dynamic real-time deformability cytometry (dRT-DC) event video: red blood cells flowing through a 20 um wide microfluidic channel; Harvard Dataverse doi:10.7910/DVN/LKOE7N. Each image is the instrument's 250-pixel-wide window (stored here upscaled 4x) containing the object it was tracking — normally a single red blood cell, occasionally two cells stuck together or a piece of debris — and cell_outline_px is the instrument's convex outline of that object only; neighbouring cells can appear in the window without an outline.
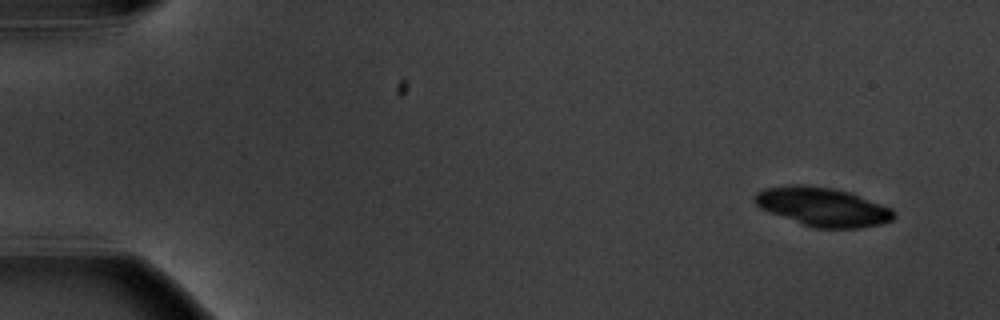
{"species": "common noctule bat (a hibernating species)", "species_latin": "Nyctalus noctula", "temperature_condition": "warm", "stored_images_in_passage": 5, "camera_frame_rate_fps": 3000, "um_per_image_px": 0.085, "animal": {"sex": "male", "body_mass_g": 20.1, "forearm_length_mm": 53.5}, "frame": {"image": 1, "passage_image": 1, "time_ms": 0.0, "image_size_px": [1000, 320], "cell_outline_px": [[896, 216], [892, 220], [880, 224], [860, 228], [816, 228], [804, 224], [760, 208], [752, 200], [752, 196], [756, 192], [764, 188], [788, 184], [804, 184], [832, 188], [852, 192], [892, 208], [896, 212]], "centroid_in_image_um": [69.94, 17.55], "position_along_channel_um": 15.1, "area_um2": 31.67}}